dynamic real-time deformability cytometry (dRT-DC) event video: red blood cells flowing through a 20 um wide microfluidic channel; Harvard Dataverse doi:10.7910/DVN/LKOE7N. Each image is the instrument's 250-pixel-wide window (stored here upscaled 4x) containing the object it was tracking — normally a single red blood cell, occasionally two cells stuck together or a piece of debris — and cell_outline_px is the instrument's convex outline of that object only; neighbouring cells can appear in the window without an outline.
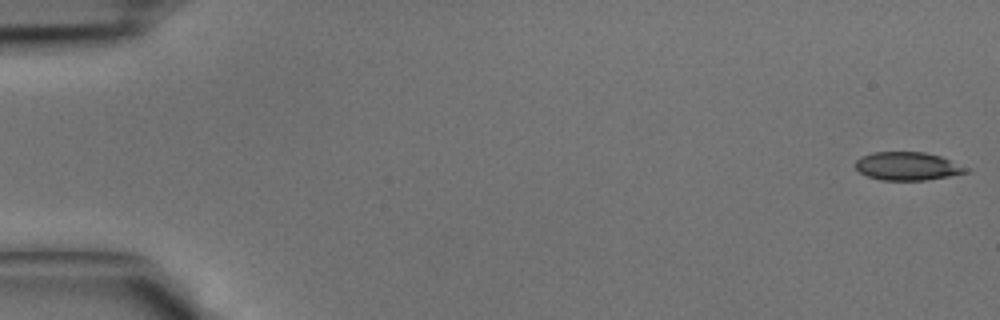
{"species": "common noctule bat (a hibernating species)", "species_latin": "Nyctalus noctula", "temperature_condition": "cold", "stored_images_in_passage": 42, "camera_frame_rate_fps": 3000, "um_per_image_px": 0.085, "animal": {"sex": "male", "body_mass_g": 15.6}, "frame": {"image": 1, "passage_image": 1, "time_ms": 0.0, "image_size_px": [1000, 320], "cell_outline_px": [[972, 172], [928, 180], [880, 180], [868, 176], [860, 172], [856, 168], [856, 160], [860, 156], [872, 152], [924, 152], [940, 156], [972, 168]], "centroid_in_image_um": [77.21, 14.13], "position_along_channel_um": 7.8, "area_um2": 18.5}}
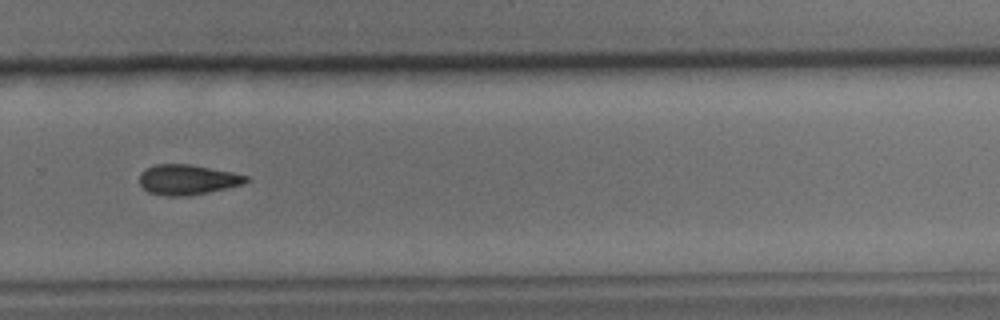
{"frame": {"image": 2, "passage_image": 29, "time_ms": 9.333, "image_size_px": [1000, 320], "cell_outline_px": [[252, 180], [244, 184], [208, 192], [188, 196], [168, 196], [148, 192], [140, 184], [140, 172], [144, 168], [156, 164], [188, 164], [232, 172], [248, 176]], "centroid_in_image_um": [15.94, 15.27], "position_along_channel_um": 313.9, "area_um2": 18.79}}
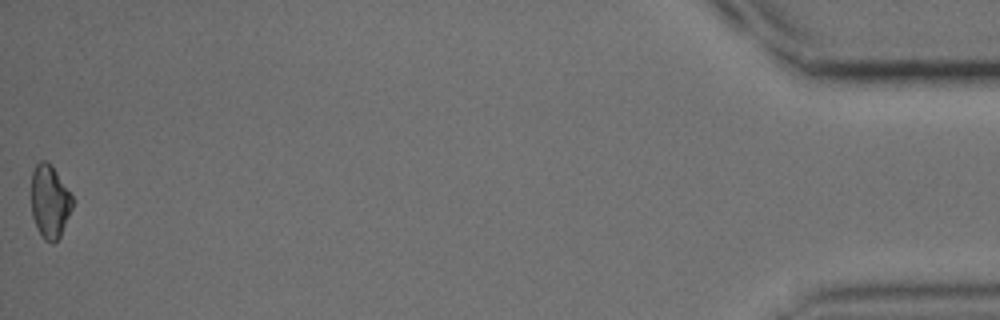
{"frame": {"image": 3, "passage_image": 42, "time_ms": 13.667, "image_size_px": [1000, 320], "cell_outline_px": [[72, 208], [60, 236], [52, 244], [44, 240], [32, 216], [32, 172], [36, 164], [40, 160], [44, 160], [52, 164], [72, 196]], "centroid_in_image_um": [4.23, 17.11], "position_along_channel_um": 431.0, "area_um2": 17.34}}